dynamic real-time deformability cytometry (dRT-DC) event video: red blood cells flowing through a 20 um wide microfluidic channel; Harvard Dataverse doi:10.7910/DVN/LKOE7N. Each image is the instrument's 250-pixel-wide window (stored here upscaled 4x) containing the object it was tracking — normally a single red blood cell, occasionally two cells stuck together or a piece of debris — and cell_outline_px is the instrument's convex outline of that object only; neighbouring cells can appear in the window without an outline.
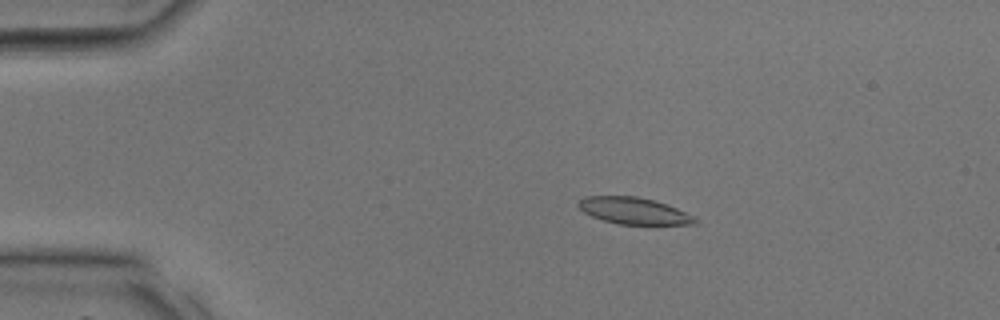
{"species": "common noctule bat (a hibernating species)", "species_latin": "Nyctalus noctula", "temperature_condition": "room temperature", "stored_images_in_passage": 20, "camera_frame_rate_fps": 3000, "um_per_image_px": 0.085, "animal": {"sex": "male", "body_mass_g": 17.9, "forearm_length_mm": 54.2}, "frame": {"image": 1, "passage_image": 6, "time_ms": 1.667, "image_size_px": [1000, 320], "cell_outline_px": [[700, 220], [696, 224], [620, 224], [604, 220], [592, 216], [584, 212], [576, 204], [584, 196], [636, 196], [652, 200], [676, 208]], "centroid_in_image_um": [53.85, 17.92], "position_along_channel_um": 31.2, "area_um2": 17.8}}
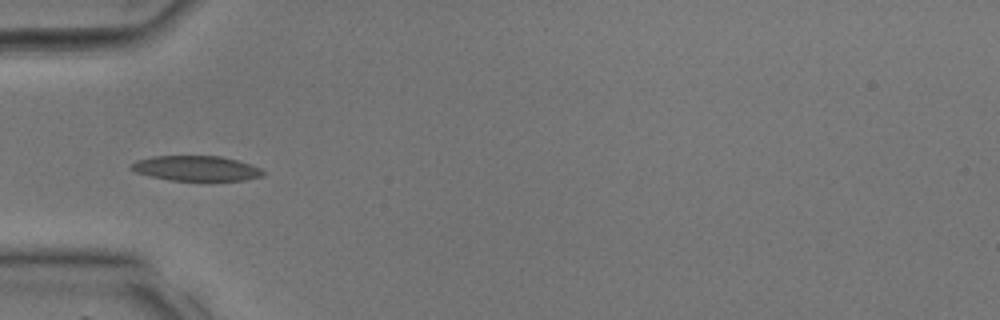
{"frame": {"image": 2, "passage_image": 11, "time_ms": 3.333, "image_size_px": [1000, 320], "cell_outline_px": [[264, 176], [244, 180], [168, 180], [136, 172], [128, 168], [136, 160], [152, 156], [220, 156], [252, 164], [260, 168], [264, 172]], "centroid_in_image_um": [16.68, 14.3], "position_along_channel_um": 68.3, "area_um2": 19.19}}
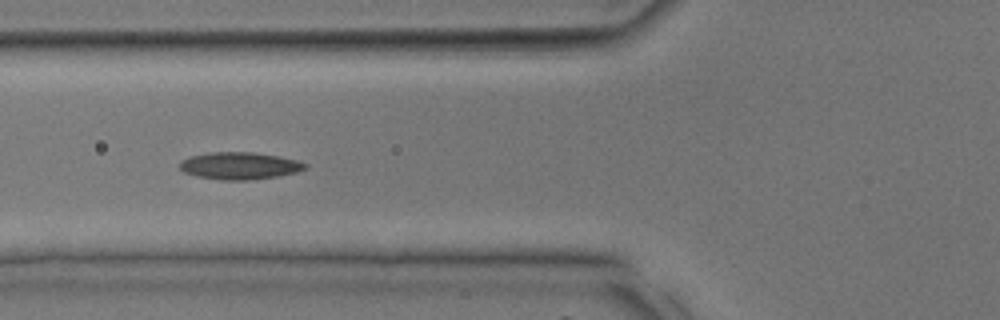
{"frame": {"image": 3, "passage_image": 13, "time_ms": 4.0, "image_size_px": [1000, 320], "cell_outline_px": [[308, 168], [296, 172], [276, 176], [248, 180], [224, 180], [196, 176], [184, 172], [180, 168], [180, 160], [188, 156], [212, 152], [252, 152], [276, 156], [296, 160], [308, 164]], "centroid_in_image_um": [20.34, 14.08], "position_along_channel_um": 105.5, "area_um2": 19.77}}